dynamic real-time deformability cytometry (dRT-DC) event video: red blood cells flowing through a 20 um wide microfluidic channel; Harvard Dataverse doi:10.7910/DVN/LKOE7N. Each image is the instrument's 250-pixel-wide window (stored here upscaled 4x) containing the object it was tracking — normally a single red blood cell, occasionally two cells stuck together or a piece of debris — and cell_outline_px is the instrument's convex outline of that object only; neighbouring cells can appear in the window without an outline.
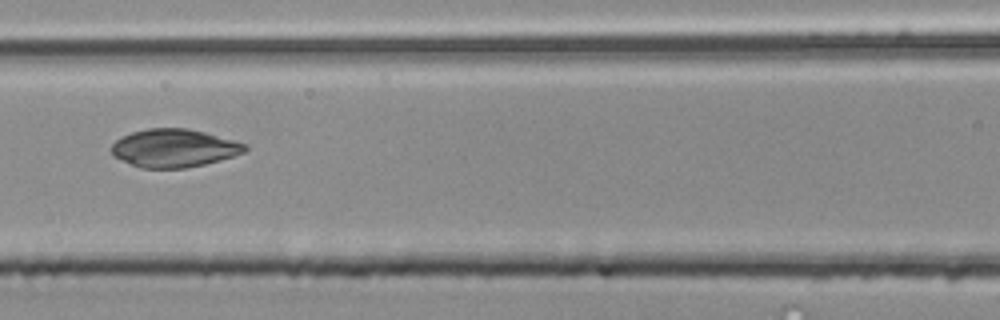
{"species": "common noctule bat (a hibernating species)", "species_latin": "Nyctalus noctula", "temperature_condition": "room temperature", "stored_images_in_passage": 4, "camera_frame_rate_fps": 3000, "um_per_image_px": 0.085, "animal": {"sex": "male", "body_mass_g": 20.4}, "frame": {"image": 1, "passage_image": 4, "time_ms": 1.0, "image_size_px": [1000, 320], "cell_outline_px": [[248, 148], [244, 152], [232, 156], [204, 164], [184, 168], [140, 168], [112, 156], [112, 144], [120, 136], [132, 132], [148, 128], [188, 128], [204, 132], [248, 144]], "centroid_in_image_um": [14.77, 12.58], "position_along_channel_um": 151.8, "area_um2": 29.59}}